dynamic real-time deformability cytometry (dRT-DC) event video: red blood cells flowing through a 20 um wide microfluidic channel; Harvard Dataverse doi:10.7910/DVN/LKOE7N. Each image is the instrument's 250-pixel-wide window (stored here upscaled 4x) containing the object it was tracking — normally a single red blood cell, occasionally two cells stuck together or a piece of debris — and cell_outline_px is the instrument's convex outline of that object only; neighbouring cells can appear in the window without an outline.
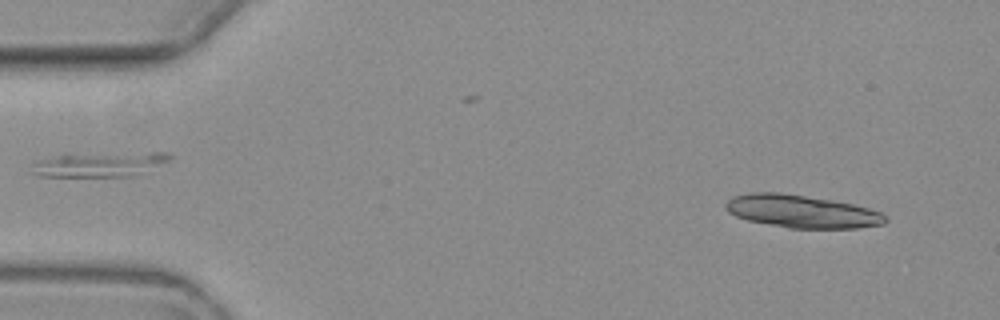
{"species": "common noctule bat (a hibernating species)", "species_latin": "Nyctalus noctula", "temperature_condition": "warm", "stored_images_in_passage": 5, "camera_frame_rate_fps": 3000, "um_per_image_px": 0.085, "animal": {"sex": "female", "body_mass_g": 19.3, "forearm_length_mm": 54.1}, "frame": {"image": 1, "passage_image": 1, "time_ms": 0.0, "image_size_px": [1000, 320], "cell_outline_px": [[888, 220], [884, 224], [856, 228], [788, 228], [748, 220], [736, 216], [728, 212], [724, 208], [724, 204], [732, 196], [748, 192], [780, 192], [832, 200], [852, 204], [868, 208], [880, 212], [888, 216]], "centroid_in_image_um": [68.12, 17.96], "position_along_channel_um": 16.9, "area_um2": 30.63}}
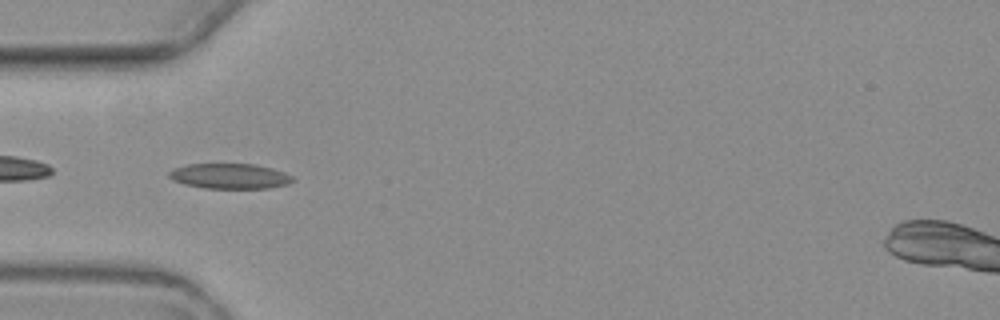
{"frame": {"image": 2, "passage_image": 4, "time_ms": 4.333, "image_size_px": [1000, 320], "cell_outline_px": [[296, 180], [288, 184], [268, 188], [204, 188], [184, 184], [172, 180], [168, 176], [168, 172], [172, 168], [184, 164], [256, 164], [272, 168], [284, 172], [292, 176]], "centroid_in_image_um": [19.51, 14.96], "position_along_channel_um": 65.5, "area_um2": 18.38}}
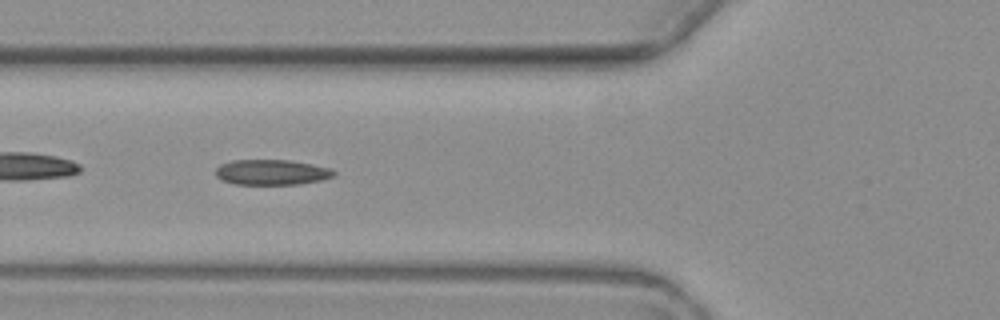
{"frame": {"image": 3, "passage_image": 5, "time_ms": 5.333, "image_size_px": [1000, 320], "cell_outline_px": [[336, 172], [332, 176], [320, 180], [300, 184], [236, 184], [224, 180], [216, 176], [216, 168], [220, 164], [232, 160], [288, 160], [312, 164], [328, 168]], "centroid_in_image_um": [23.06, 14.63], "position_along_channel_um": 102.7, "area_um2": 17.22}}